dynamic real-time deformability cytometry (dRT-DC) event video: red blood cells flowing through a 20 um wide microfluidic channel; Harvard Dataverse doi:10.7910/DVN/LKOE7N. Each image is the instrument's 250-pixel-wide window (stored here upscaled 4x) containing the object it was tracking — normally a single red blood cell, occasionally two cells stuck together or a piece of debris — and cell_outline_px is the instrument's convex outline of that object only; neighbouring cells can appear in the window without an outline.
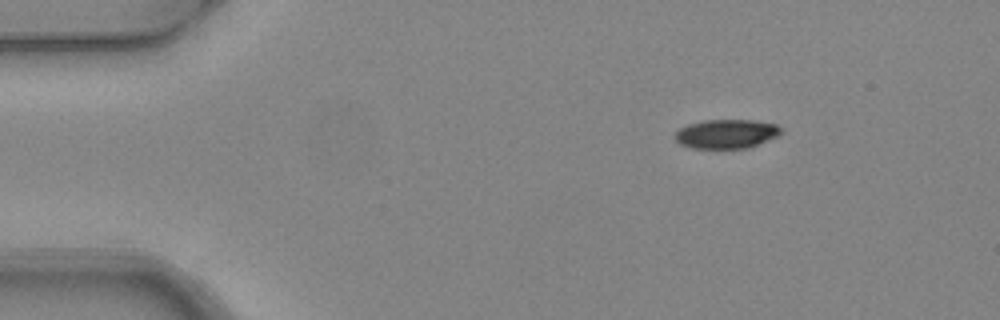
{"species": "common noctule bat (a hibernating species)", "species_latin": "Nyctalus noctula", "temperature_condition": "warm", "stored_images_in_passage": 4, "camera_frame_rate_fps": 3000, "um_per_image_px": 0.085, "animal": {"sex": "female", "body_mass_g": 24.6, "forearm_length_mm": 56.2}, "frame": {"image": 1, "passage_image": 4, "time_ms": 1.0, "image_size_px": [1000, 320], "cell_outline_px": [[784, 132], [780, 136], [748, 148], [688, 148], [680, 144], [676, 140], [676, 132], [680, 128], [688, 124], [704, 120], [752, 120], [776, 124], [784, 128]], "centroid_in_image_um": [61.81, 11.38], "position_along_channel_um": 23.2, "area_um2": 18.21}}